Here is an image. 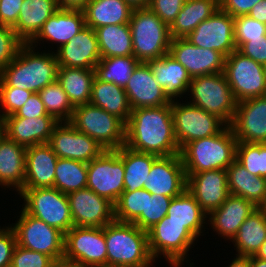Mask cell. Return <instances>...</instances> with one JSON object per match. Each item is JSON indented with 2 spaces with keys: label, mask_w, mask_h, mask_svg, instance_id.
Segmentation results:
<instances>
[{
  "label": "cell",
  "mask_w": 266,
  "mask_h": 267,
  "mask_svg": "<svg viewBox=\"0 0 266 267\" xmlns=\"http://www.w3.org/2000/svg\"><path fill=\"white\" fill-rule=\"evenodd\" d=\"M147 236L154 260L163 255L172 267L184 265L187 253L197 239L185 225L170 221L167 215L147 231Z\"/></svg>",
  "instance_id": "obj_9"
},
{
  "label": "cell",
  "mask_w": 266,
  "mask_h": 267,
  "mask_svg": "<svg viewBox=\"0 0 266 267\" xmlns=\"http://www.w3.org/2000/svg\"><path fill=\"white\" fill-rule=\"evenodd\" d=\"M133 10L145 9L149 6L150 0H124Z\"/></svg>",
  "instance_id": "obj_59"
},
{
  "label": "cell",
  "mask_w": 266,
  "mask_h": 267,
  "mask_svg": "<svg viewBox=\"0 0 266 267\" xmlns=\"http://www.w3.org/2000/svg\"><path fill=\"white\" fill-rule=\"evenodd\" d=\"M131 110L171 104L148 63L139 62L124 87Z\"/></svg>",
  "instance_id": "obj_23"
},
{
  "label": "cell",
  "mask_w": 266,
  "mask_h": 267,
  "mask_svg": "<svg viewBox=\"0 0 266 267\" xmlns=\"http://www.w3.org/2000/svg\"><path fill=\"white\" fill-rule=\"evenodd\" d=\"M266 240V212L255 209L241 224L236 236L232 239L236 255L253 256L260 250Z\"/></svg>",
  "instance_id": "obj_35"
},
{
  "label": "cell",
  "mask_w": 266,
  "mask_h": 267,
  "mask_svg": "<svg viewBox=\"0 0 266 267\" xmlns=\"http://www.w3.org/2000/svg\"><path fill=\"white\" fill-rule=\"evenodd\" d=\"M255 256L260 259L266 260V240L263 242L260 250L257 252Z\"/></svg>",
  "instance_id": "obj_62"
},
{
  "label": "cell",
  "mask_w": 266,
  "mask_h": 267,
  "mask_svg": "<svg viewBox=\"0 0 266 267\" xmlns=\"http://www.w3.org/2000/svg\"><path fill=\"white\" fill-rule=\"evenodd\" d=\"M44 115L48 113L39 93L36 92L32 93L24 105L13 114V116L23 118H38Z\"/></svg>",
  "instance_id": "obj_52"
},
{
  "label": "cell",
  "mask_w": 266,
  "mask_h": 267,
  "mask_svg": "<svg viewBox=\"0 0 266 267\" xmlns=\"http://www.w3.org/2000/svg\"><path fill=\"white\" fill-rule=\"evenodd\" d=\"M258 207L243 197L230 194L222 205L210 212L208 221L221 237L232 241L239 227L246 218Z\"/></svg>",
  "instance_id": "obj_26"
},
{
  "label": "cell",
  "mask_w": 266,
  "mask_h": 267,
  "mask_svg": "<svg viewBox=\"0 0 266 267\" xmlns=\"http://www.w3.org/2000/svg\"><path fill=\"white\" fill-rule=\"evenodd\" d=\"M17 245L15 231L8 226L0 227V267H10L13 251Z\"/></svg>",
  "instance_id": "obj_51"
},
{
  "label": "cell",
  "mask_w": 266,
  "mask_h": 267,
  "mask_svg": "<svg viewBox=\"0 0 266 267\" xmlns=\"http://www.w3.org/2000/svg\"><path fill=\"white\" fill-rule=\"evenodd\" d=\"M48 144L58 158L77 160L87 164L106 150L96 140L79 132L70 122H59Z\"/></svg>",
  "instance_id": "obj_15"
},
{
  "label": "cell",
  "mask_w": 266,
  "mask_h": 267,
  "mask_svg": "<svg viewBox=\"0 0 266 267\" xmlns=\"http://www.w3.org/2000/svg\"><path fill=\"white\" fill-rule=\"evenodd\" d=\"M57 155L48 143L27 147L22 189L53 188Z\"/></svg>",
  "instance_id": "obj_25"
},
{
  "label": "cell",
  "mask_w": 266,
  "mask_h": 267,
  "mask_svg": "<svg viewBox=\"0 0 266 267\" xmlns=\"http://www.w3.org/2000/svg\"><path fill=\"white\" fill-rule=\"evenodd\" d=\"M248 16L266 25V0L258 2Z\"/></svg>",
  "instance_id": "obj_56"
},
{
  "label": "cell",
  "mask_w": 266,
  "mask_h": 267,
  "mask_svg": "<svg viewBox=\"0 0 266 267\" xmlns=\"http://www.w3.org/2000/svg\"><path fill=\"white\" fill-rule=\"evenodd\" d=\"M70 123L106 150H116L125 146L126 123L91 103L74 107Z\"/></svg>",
  "instance_id": "obj_6"
},
{
  "label": "cell",
  "mask_w": 266,
  "mask_h": 267,
  "mask_svg": "<svg viewBox=\"0 0 266 267\" xmlns=\"http://www.w3.org/2000/svg\"><path fill=\"white\" fill-rule=\"evenodd\" d=\"M26 213L36 217L64 234L73 226L69 201L66 194L56 188L21 189Z\"/></svg>",
  "instance_id": "obj_8"
},
{
  "label": "cell",
  "mask_w": 266,
  "mask_h": 267,
  "mask_svg": "<svg viewBox=\"0 0 266 267\" xmlns=\"http://www.w3.org/2000/svg\"><path fill=\"white\" fill-rule=\"evenodd\" d=\"M101 59L133 56L129 24L106 25L95 29Z\"/></svg>",
  "instance_id": "obj_39"
},
{
  "label": "cell",
  "mask_w": 266,
  "mask_h": 267,
  "mask_svg": "<svg viewBox=\"0 0 266 267\" xmlns=\"http://www.w3.org/2000/svg\"><path fill=\"white\" fill-rule=\"evenodd\" d=\"M87 188L115 204L124 191V165L119 149L105 150L87 164Z\"/></svg>",
  "instance_id": "obj_14"
},
{
  "label": "cell",
  "mask_w": 266,
  "mask_h": 267,
  "mask_svg": "<svg viewBox=\"0 0 266 267\" xmlns=\"http://www.w3.org/2000/svg\"><path fill=\"white\" fill-rule=\"evenodd\" d=\"M188 90L192 95L189 103L217 116L227 126L231 125L237 101L224 72L191 78Z\"/></svg>",
  "instance_id": "obj_7"
},
{
  "label": "cell",
  "mask_w": 266,
  "mask_h": 267,
  "mask_svg": "<svg viewBox=\"0 0 266 267\" xmlns=\"http://www.w3.org/2000/svg\"><path fill=\"white\" fill-rule=\"evenodd\" d=\"M52 267H86L77 262L60 259L54 262Z\"/></svg>",
  "instance_id": "obj_60"
},
{
  "label": "cell",
  "mask_w": 266,
  "mask_h": 267,
  "mask_svg": "<svg viewBox=\"0 0 266 267\" xmlns=\"http://www.w3.org/2000/svg\"><path fill=\"white\" fill-rule=\"evenodd\" d=\"M133 9L124 0H89L83 9L86 26L129 24Z\"/></svg>",
  "instance_id": "obj_31"
},
{
  "label": "cell",
  "mask_w": 266,
  "mask_h": 267,
  "mask_svg": "<svg viewBox=\"0 0 266 267\" xmlns=\"http://www.w3.org/2000/svg\"><path fill=\"white\" fill-rule=\"evenodd\" d=\"M223 72L237 102L266 95L264 66L237 50L225 58Z\"/></svg>",
  "instance_id": "obj_11"
},
{
  "label": "cell",
  "mask_w": 266,
  "mask_h": 267,
  "mask_svg": "<svg viewBox=\"0 0 266 267\" xmlns=\"http://www.w3.org/2000/svg\"><path fill=\"white\" fill-rule=\"evenodd\" d=\"M5 135V119L0 115V141L4 138Z\"/></svg>",
  "instance_id": "obj_63"
},
{
  "label": "cell",
  "mask_w": 266,
  "mask_h": 267,
  "mask_svg": "<svg viewBox=\"0 0 266 267\" xmlns=\"http://www.w3.org/2000/svg\"><path fill=\"white\" fill-rule=\"evenodd\" d=\"M187 187V177L180 154L158 157L148 174L143 188L152 195L177 197Z\"/></svg>",
  "instance_id": "obj_21"
},
{
  "label": "cell",
  "mask_w": 266,
  "mask_h": 267,
  "mask_svg": "<svg viewBox=\"0 0 266 267\" xmlns=\"http://www.w3.org/2000/svg\"><path fill=\"white\" fill-rule=\"evenodd\" d=\"M74 226L104 227L115 220L114 204L89 188L67 194Z\"/></svg>",
  "instance_id": "obj_17"
},
{
  "label": "cell",
  "mask_w": 266,
  "mask_h": 267,
  "mask_svg": "<svg viewBox=\"0 0 266 267\" xmlns=\"http://www.w3.org/2000/svg\"><path fill=\"white\" fill-rule=\"evenodd\" d=\"M258 208H259L260 210L266 212V194H265L264 201L261 203V205H260Z\"/></svg>",
  "instance_id": "obj_64"
},
{
  "label": "cell",
  "mask_w": 266,
  "mask_h": 267,
  "mask_svg": "<svg viewBox=\"0 0 266 267\" xmlns=\"http://www.w3.org/2000/svg\"><path fill=\"white\" fill-rule=\"evenodd\" d=\"M226 171L229 193L243 197L259 207L266 194V178L252 175L237 160L229 165Z\"/></svg>",
  "instance_id": "obj_32"
},
{
  "label": "cell",
  "mask_w": 266,
  "mask_h": 267,
  "mask_svg": "<svg viewBox=\"0 0 266 267\" xmlns=\"http://www.w3.org/2000/svg\"><path fill=\"white\" fill-rule=\"evenodd\" d=\"M85 26L83 10L58 9L43 24L41 30L29 44L35 48L36 43L45 39L54 42V44L56 42L61 47L75 37Z\"/></svg>",
  "instance_id": "obj_27"
},
{
  "label": "cell",
  "mask_w": 266,
  "mask_h": 267,
  "mask_svg": "<svg viewBox=\"0 0 266 267\" xmlns=\"http://www.w3.org/2000/svg\"><path fill=\"white\" fill-rule=\"evenodd\" d=\"M185 2L186 0H150L148 8L170 26Z\"/></svg>",
  "instance_id": "obj_50"
},
{
  "label": "cell",
  "mask_w": 266,
  "mask_h": 267,
  "mask_svg": "<svg viewBox=\"0 0 266 267\" xmlns=\"http://www.w3.org/2000/svg\"><path fill=\"white\" fill-rule=\"evenodd\" d=\"M186 39L194 46L216 50L225 57L237 50L234 38V17L218 10L202 21Z\"/></svg>",
  "instance_id": "obj_16"
},
{
  "label": "cell",
  "mask_w": 266,
  "mask_h": 267,
  "mask_svg": "<svg viewBox=\"0 0 266 267\" xmlns=\"http://www.w3.org/2000/svg\"><path fill=\"white\" fill-rule=\"evenodd\" d=\"M133 56L147 63L169 53V26L149 8L134 9L129 22Z\"/></svg>",
  "instance_id": "obj_5"
},
{
  "label": "cell",
  "mask_w": 266,
  "mask_h": 267,
  "mask_svg": "<svg viewBox=\"0 0 266 267\" xmlns=\"http://www.w3.org/2000/svg\"><path fill=\"white\" fill-rule=\"evenodd\" d=\"M206 215L187 189L172 198L167 212L170 221L185 225L196 238L203 232V224L208 217Z\"/></svg>",
  "instance_id": "obj_36"
},
{
  "label": "cell",
  "mask_w": 266,
  "mask_h": 267,
  "mask_svg": "<svg viewBox=\"0 0 266 267\" xmlns=\"http://www.w3.org/2000/svg\"><path fill=\"white\" fill-rule=\"evenodd\" d=\"M63 259L86 267H107L105 226H73L65 233Z\"/></svg>",
  "instance_id": "obj_13"
},
{
  "label": "cell",
  "mask_w": 266,
  "mask_h": 267,
  "mask_svg": "<svg viewBox=\"0 0 266 267\" xmlns=\"http://www.w3.org/2000/svg\"><path fill=\"white\" fill-rule=\"evenodd\" d=\"M57 10L56 0H23L12 29L24 43H29Z\"/></svg>",
  "instance_id": "obj_30"
},
{
  "label": "cell",
  "mask_w": 266,
  "mask_h": 267,
  "mask_svg": "<svg viewBox=\"0 0 266 267\" xmlns=\"http://www.w3.org/2000/svg\"><path fill=\"white\" fill-rule=\"evenodd\" d=\"M158 84L170 101L188 92L191 77L184 66L176 61L169 53L159 59L147 62Z\"/></svg>",
  "instance_id": "obj_28"
},
{
  "label": "cell",
  "mask_w": 266,
  "mask_h": 267,
  "mask_svg": "<svg viewBox=\"0 0 266 267\" xmlns=\"http://www.w3.org/2000/svg\"><path fill=\"white\" fill-rule=\"evenodd\" d=\"M230 127L237 141L266 143V95L237 102Z\"/></svg>",
  "instance_id": "obj_19"
},
{
  "label": "cell",
  "mask_w": 266,
  "mask_h": 267,
  "mask_svg": "<svg viewBox=\"0 0 266 267\" xmlns=\"http://www.w3.org/2000/svg\"><path fill=\"white\" fill-rule=\"evenodd\" d=\"M107 267H151L147 232L134 223L114 220L105 225ZM151 265V266H150Z\"/></svg>",
  "instance_id": "obj_3"
},
{
  "label": "cell",
  "mask_w": 266,
  "mask_h": 267,
  "mask_svg": "<svg viewBox=\"0 0 266 267\" xmlns=\"http://www.w3.org/2000/svg\"><path fill=\"white\" fill-rule=\"evenodd\" d=\"M146 189L122 192L114 204V217L119 222L132 223L142 212H145Z\"/></svg>",
  "instance_id": "obj_44"
},
{
  "label": "cell",
  "mask_w": 266,
  "mask_h": 267,
  "mask_svg": "<svg viewBox=\"0 0 266 267\" xmlns=\"http://www.w3.org/2000/svg\"><path fill=\"white\" fill-rule=\"evenodd\" d=\"M87 187V163L58 158L55 168L54 186L63 194Z\"/></svg>",
  "instance_id": "obj_40"
},
{
  "label": "cell",
  "mask_w": 266,
  "mask_h": 267,
  "mask_svg": "<svg viewBox=\"0 0 266 267\" xmlns=\"http://www.w3.org/2000/svg\"><path fill=\"white\" fill-rule=\"evenodd\" d=\"M11 227L14 229L17 245L50 256L54 261L63 259L65 234L44 221L26 213Z\"/></svg>",
  "instance_id": "obj_10"
},
{
  "label": "cell",
  "mask_w": 266,
  "mask_h": 267,
  "mask_svg": "<svg viewBox=\"0 0 266 267\" xmlns=\"http://www.w3.org/2000/svg\"><path fill=\"white\" fill-rule=\"evenodd\" d=\"M219 10V0H186L169 26L171 39L186 38L202 21Z\"/></svg>",
  "instance_id": "obj_33"
},
{
  "label": "cell",
  "mask_w": 266,
  "mask_h": 267,
  "mask_svg": "<svg viewBox=\"0 0 266 267\" xmlns=\"http://www.w3.org/2000/svg\"><path fill=\"white\" fill-rule=\"evenodd\" d=\"M237 142L232 128L226 125L218 134L187 143L180 150L185 173L226 170L236 160Z\"/></svg>",
  "instance_id": "obj_4"
},
{
  "label": "cell",
  "mask_w": 266,
  "mask_h": 267,
  "mask_svg": "<svg viewBox=\"0 0 266 267\" xmlns=\"http://www.w3.org/2000/svg\"><path fill=\"white\" fill-rule=\"evenodd\" d=\"M138 63L134 56L103 58L95 67L96 76L124 88Z\"/></svg>",
  "instance_id": "obj_41"
},
{
  "label": "cell",
  "mask_w": 266,
  "mask_h": 267,
  "mask_svg": "<svg viewBox=\"0 0 266 267\" xmlns=\"http://www.w3.org/2000/svg\"><path fill=\"white\" fill-rule=\"evenodd\" d=\"M119 157L124 165V191L132 192L143 189L147 182L153 162L158 156L148 153L136 152L126 146L119 148Z\"/></svg>",
  "instance_id": "obj_38"
},
{
  "label": "cell",
  "mask_w": 266,
  "mask_h": 267,
  "mask_svg": "<svg viewBox=\"0 0 266 267\" xmlns=\"http://www.w3.org/2000/svg\"><path fill=\"white\" fill-rule=\"evenodd\" d=\"M89 103L117 116L125 123L128 122L131 115L125 89L115 83L102 81L97 76L92 83Z\"/></svg>",
  "instance_id": "obj_34"
},
{
  "label": "cell",
  "mask_w": 266,
  "mask_h": 267,
  "mask_svg": "<svg viewBox=\"0 0 266 267\" xmlns=\"http://www.w3.org/2000/svg\"><path fill=\"white\" fill-rule=\"evenodd\" d=\"M23 0H0V25L13 28L20 13Z\"/></svg>",
  "instance_id": "obj_53"
},
{
  "label": "cell",
  "mask_w": 266,
  "mask_h": 267,
  "mask_svg": "<svg viewBox=\"0 0 266 267\" xmlns=\"http://www.w3.org/2000/svg\"><path fill=\"white\" fill-rule=\"evenodd\" d=\"M262 0H219V9L233 16L248 15L251 9Z\"/></svg>",
  "instance_id": "obj_55"
},
{
  "label": "cell",
  "mask_w": 266,
  "mask_h": 267,
  "mask_svg": "<svg viewBox=\"0 0 266 267\" xmlns=\"http://www.w3.org/2000/svg\"><path fill=\"white\" fill-rule=\"evenodd\" d=\"M32 91L15 87H0V106L3 107L0 114L3 118L13 115L28 100Z\"/></svg>",
  "instance_id": "obj_48"
},
{
  "label": "cell",
  "mask_w": 266,
  "mask_h": 267,
  "mask_svg": "<svg viewBox=\"0 0 266 267\" xmlns=\"http://www.w3.org/2000/svg\"><path fill=\"white\" fill-rule=\"evenodd\" d=\"M237 51L263 66L266 65V38L245 42Z\"/></svg>",
  "instance_id": "obj_54"
},
{
  "label": "cell",
  "mask_w": 266,
  "mask_h": 267,
  "mask_svg": "<svg viewBox=\"0 0 266 267\" xmlns=\"http://www.w3.org/2000/svg\"><path fill=\"white\" fill-rule=\"evenodd\" d=\"M236 160L252 175L266 178V143L237 142Z\"/></svg>",
  "instance_id": "obj_43"
},
{
  "label": "cell",
  "mask_w": 266,
  "mask_h": 267,
  "mask_svg": "<svg viewBox=\"0 0 266 267\" xmlns=\"http://www.w3.org/2000/svg\"><path fill=\"white\" fill-rule=\"evenodd\" d=\"M227 267H250V256L237 255Z\"/></svg>",
  "instance_id": "obj_58"
},
{
  "label": "cell",
  "mask_w": 266,
  "mask_h": 267,
  "mask_svg": "<svg viewBox=\"0 0 266 267\" xmlns=\"http://www.w3.org/2000/svg\"><path fill=\"white\" fill-rule=\"evenodd\" d=\"M172 197L155 194L146 190L145 212H142L132 223L143 231H148L167 215Z\"/></svg>",
  "instance_id": "obj_45"
},
{
  "label": "cell",
  "mask_w": 266,
  "mask_h": 267,
  "mask_svg": "<svg viewBox=\"0 0 266 267\" xmlns=\"http://www.w3.org/2000/svg\"><path fill=\"white\" fill-rule=\"evenodd\" d=\"M169 54L185 67L191 78L224 71L226 57L222 53L194 46L186 38L171 39Z\"/></svg>",
  "instance_id": "obj_18"
},
{
  "label": "cell",
  "mask_w": 266,
  "mask_h": 267,
  "mask_svg": "<svg viewBox=\"0 0 266 267\" xmlns=\"http://www.w3.org/2000/svg\"><path fill=\"white\" fill-rule=\"evenodd\" d=\"M235 46L238 49L243 43L266 38V25L249 17L241 15L234 18Z\"/></svg>",
  "instance_id": "obj_46"
},
{
  "label": "cell",
  "mask_w": 266,
  "mask_h": 267,
  "mask_svg": "<svg viewBox=\"0 0 266 267\" xmlns=\"http://www.w3.org/2000/svg\"><path fill=\"white\" fill-rule=\"evenodd\" d=\"M89 0H56L58 9L83 10Z\"/></svg>",
  "instance_id": "obj_57"
},
{
  "label": "cell",
  "mask_w": 266,
  "mask_h": 267,
  "mask_svg": "<svg viewBox=\"0 0 266 267\" xmlns=\"http://www.w3.org/2000/svg\"><path fill=\"white\" fill-rule=\"evenodd\" d=\"M174 134L180 150L189 142L218 134L226 124L202 108L171 101Z\"/></svg>",
  "instance_id": "obj_12"
},
{
  "label": "cell",
  "mask_w": 266,
  "mask_h": 267,
  "mask_svg": "<svg viewBox=\"0 0 266 267\" xmlns=\"http://www.w3.org/2000/svg\"><path fill=\"white\" fill-rule=\"evenodd\" d=\"M34 49L29 43L20 47L15 59L0 72V87H18L38 93L57 81L56 54Z\"/></svg>",
  "instance_id": "obj_2"
},
{
  "label": "cell",
  "mask_w": 266,
  "mask_h": 267,
  "mask_svg": "<svg viewBox=\"0 0 266 267\" xmlns=\"http://www.w3.org/2000/svg\"><path fill=\"white\" fill-rule=\"evenodd\" d=\"M56 51L59 67L95 70L101 59L96 32L89 26Z\"/></svg>",
  "instance_id": "obj_22"
},
{
  "label": "cell",
  "mask_w": 266,
  "mask_h": 267,
  "mask_svg": "<svg viewBox=\"0 0 266 267\" xmlns=\"http://www.w3.org/2000/svg\"><path fill=\"white\" fill-rule=\"evenodd\" d=\"M54 262L50 256L16 245L10 267H52Z\"/></svg>",
  "instance_id": "obj_49"
},
{
  "label": "cell",
  "mask_w": 266,
  "mask_h": 267,
  "mask_svg": "<svg viewBox=\"0 0 266 267\" xmlns=\"http://www.w3.org/2000/svg\"><path fill=\"white\" fill-rule=\"evenodd\" d=\"M26 149L6 135L0 141V185L4 188L14 187L19 192L24 187Z\"/></svg>",
  "instance_id": "obj_29"
},
{
  "label": "cell",
  "mask_w": 266,
  "mask_h": 267,
  "mask_svg": "<svg viewBox=\"0 0 266 267\" xmlns=\"http://www.w3.org/2000/svg\"><path fill=\"white\" fill-rule=\"evenodd\" d=\"M38 93L48 115L54 117L58 122H70L74 107L58 81L45 86Z\"/></svg>",
  "instance_id": "obj_42"
},
{
  "label": "cell",
  "mask_w": 266,
  "mask_h": 267,
  "mask_svg": "<svg viewBox=\"0 0 266 267\" xmlns=\"http://www.w3.org/2000/svg\"><path fill=\"white\" fill-rule=\"evenodd\" d=\"M250 267H266V260L260 259L255 255L250 256Z\"/></svg>",
  "instance_id": "obj_61"
},
{
  "label": "cell",
  "mask_w": 266,
  "mask_h": 267,
  "mask_svg": "<svg viewBox=\"0 0 266 267\" xmlns=\"http://www.w3.org/2000/svg\"><path fill=\"white\" fill-rule=\"evenodd\" d=\"M4 119L6 136L26 148L48 143L55 126L59 123L50 115L38 118L10 115L4 117Z\"/></svg>",
  "instance_id": "obj_24"
},
{
  "label": "cell",
  "mask_w": 266,
  "mask_h": 267,
  "mask_svg": "<svg viewBox=\"0 0 266 267\" xmlns=\"http://www.w3.org/2000/svg\"><path fill=\"white\" fill-rule=\"evenodd\" d=\"M95 70L59 67L57 81L67 93L73 107L89 103Z\"/></svg>",
  "instance_id": "obj_37"
},
{
  "label": "cell",
  "mask_w": 266,
  "mask_h": 267,
  "mask_svg": "<svg viewBox=\"0 0 266 267\" xmlns=\"http://www.w3.org/2000/svg\"><path fill=\"white\" fill-rule=\"evenodd\" d=\"M23 44L11 27L0 25V72L15 59Z\"/></svg>",
  "instance_id": "obj_47"
},
{
  "label": "cell",
  "mask_w": 266,
  "mask_h": 267,
  "mask_svg": "<svg viewBox=\"0 0 266 267\" xmlns=\"http://www.w3.org/2000/svg\"><path fill=\"white\" fill-rule=\"evenodd\" d=\"M125 146L158 157L180 154L171 104L131 110L126 123Z\"/></svg>",
  "instance_id": "obj_1"
},
{
  "label": "cell",
  "mask_w": 266,
  "mask_h": 267,
  "mask_svg": "<svg viewBox=\"0 0 266 267\" xmlns=\"http://www.w3.org/2000/svg\"><path fill=\"white\" fill-rule=\"evenodd\" d=\"M185 174L187 177L186 189L207 215L219 208L230 195L225 169Z\"/></svg>",
  "instance_id": "obj_20"
}]
</instances>
